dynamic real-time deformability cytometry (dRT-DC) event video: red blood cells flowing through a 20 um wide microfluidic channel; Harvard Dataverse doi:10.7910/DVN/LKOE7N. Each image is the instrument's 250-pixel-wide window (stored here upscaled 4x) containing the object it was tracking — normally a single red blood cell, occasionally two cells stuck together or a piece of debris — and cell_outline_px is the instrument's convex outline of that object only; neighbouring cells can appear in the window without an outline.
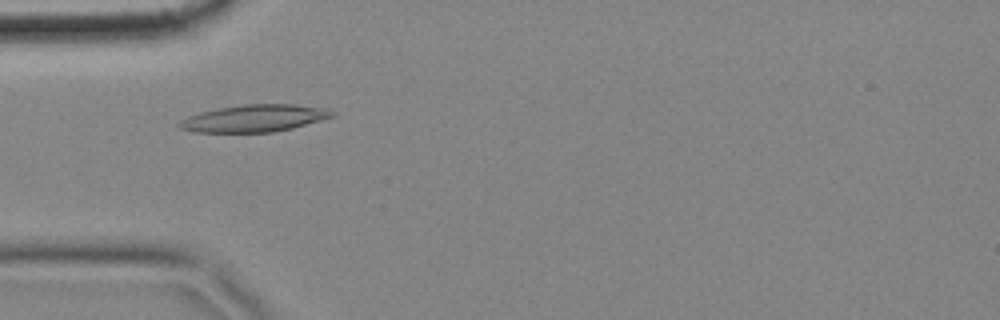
{"species": "common noctule bat (a hibernating species)", "species_latin": "Nyctalus noctula", "temperature_condition": "cold", "stored_images_in_passage": 57, "camera_frame_rate_fps": 3000, "um_per_image_px": 0.085, "animal": {"sex": "female", "body_mass_g": 18.4}, "frame": {"image": 1, "passage_image": 17, "time_ms": 5.333, "image_size_px": [1000, 320], "cell_outline_px": [[336, 116], [292, 128], [272, 132], [192, 132], [180, 128], [176, 124], [180, 120], [188, 116], [200, 112], [220, 108], [244, 104], [296, 104], [328, 108], [336, 112]], "centroid_in_image_um": [21.65, 10.05], "position_along_channel_um": 63.4, "area_um2": 24.33}}
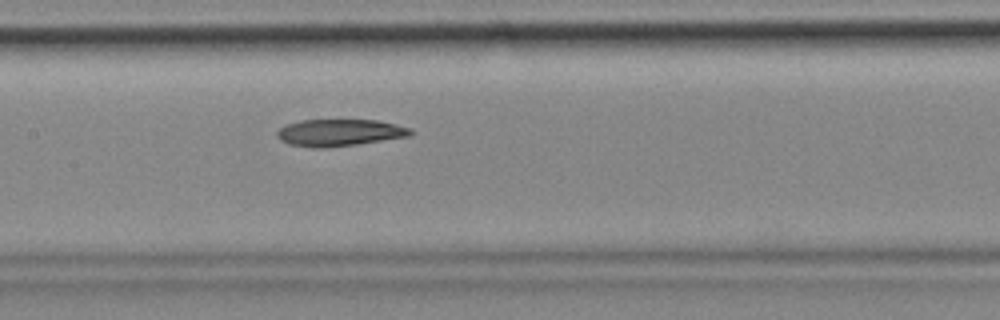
{"frame": {"image": 2, "passage_image": 27, "time_ms": 8.667, "image_size_px": [1000, 320], "cell_outline_px": [[412, 136], [356, 144], [320, 148], [312, 148], [288, 144], [280, 140], [276, 136], [276, 132], [280, 128], [288, 124], [300, 120], [376, 120], [396, 124], [412, 128]], "centroid_in_image_um": [28.86, 11.27], "position_along_channel_um": 178.5, "area_um2": 20.98}}
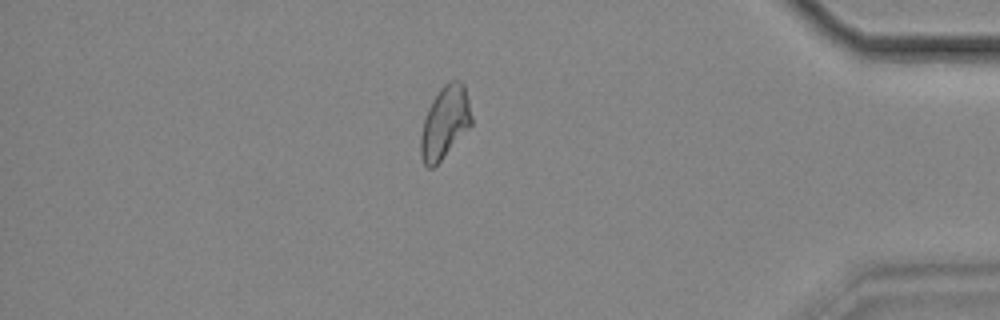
{"frame": {"image": 3, "passage_image": 49, "time_ms": 16.0, "image_size_px": [1000, 320], "cell_outline_px": [[472, 124], [440, 160], [432, 168], [428, 168], [424, 164], [420, 156], [420, 136], [424, 120], [428, 108], [432, 100], [440, 88], [448, 80], [460, 80], [464, 84], [472, 116]], "centroid_in_image_um": [37.8, 10.38], "position_along_channel_um": 397.4, "area_um2": 21.21}, "authors_computed_cell_mechanics": {"area_um2": 21.9062, "velocity_mm_per_s": 3.4797, "shape_relaxation_time_tau1_ms": null, "shape_relaxation_time_tau2_ms": 5.8502, "deformation_change_tau1": null, "deformation_change_tau2": 0.1137}}